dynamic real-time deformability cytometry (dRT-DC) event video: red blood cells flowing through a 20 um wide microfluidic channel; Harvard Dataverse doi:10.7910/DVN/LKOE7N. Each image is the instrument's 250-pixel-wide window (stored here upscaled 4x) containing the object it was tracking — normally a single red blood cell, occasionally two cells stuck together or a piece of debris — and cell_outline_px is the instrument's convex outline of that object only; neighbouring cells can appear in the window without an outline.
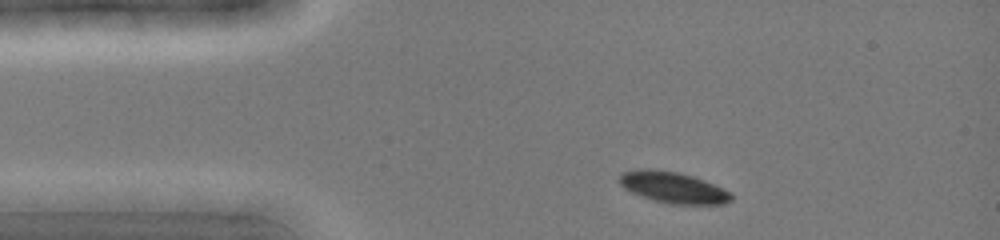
{"species": "common noctule bat (a hibernating species)", "species_latin": "Nyctalus noctula", "temperature_condition": "cold", "stored_images_in_passage": 5, "camera_frame_rate_fps": 3000, "um_per_image_px": 0.085, "animal": {"sex": "female", "body_mass_g": 19.0, "forearm_length_mm": 51.5}, "frame": {"image": 1, "passage_image": 1, "time_ms": 0.0, "image_size_px": [1000, 240], "cell_outline_px": [[732, 200], [724, 204], [668, 204], [640, 196], [624, 188], [620, 184], [620, 176], [624, 172], [640, 168], [652, 168], [680, 172], [704, 180], [724, 188], [732, 192]], "centroid_in_image_um": [57.24, 15.93], "position_along_channel_um": 27.8, "area_um2": 20.52}}
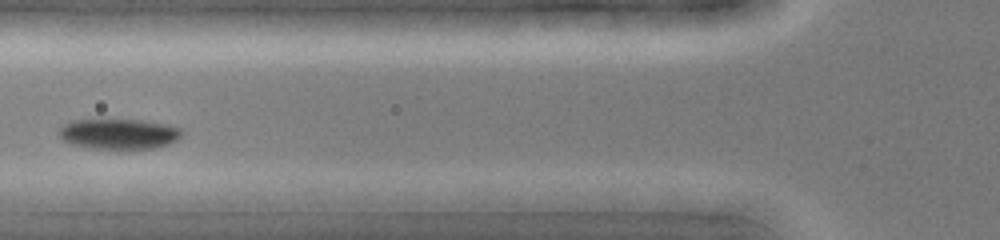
{"frame": {"image": 2, "passage_image": 4, "time_ms": 3.0, "image_size_px": [1000, 240], "cell_outline_px": [[184, 132], [176, 140], [168, 144], [156, 148], [120, 152], [116, 152], [92, 148], [72, 144], [64, 140], [60, 136], [60, 128], [64, 124], [72, 120], [140, 120], [164, 124], [180, 128]], "centroid_in_image_um": [10.13, 11.43], "position_along_channel_um": 115.7, "area_um2": 22.31}}
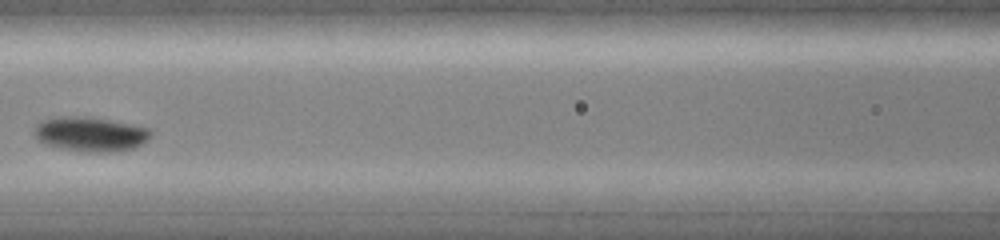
{"frame": {"image": 3, "passage_image": 5, "time_ms": 4.0, "image_size_px": [1000, 240], "cell_outline_px": [[152, 136], [140, 144], [132, 148], [112, 152], [88, 152], [60, 148], [48, 144], [40, 140], [32, 132], [36, 124], [40, 120], [60, 116], [84, 116], [108, 120], [152, 128]], "centroid_in_image_um": [7.68, 11.39], "position_along_channel_um": 158.9, "area_um2": 23.41}}